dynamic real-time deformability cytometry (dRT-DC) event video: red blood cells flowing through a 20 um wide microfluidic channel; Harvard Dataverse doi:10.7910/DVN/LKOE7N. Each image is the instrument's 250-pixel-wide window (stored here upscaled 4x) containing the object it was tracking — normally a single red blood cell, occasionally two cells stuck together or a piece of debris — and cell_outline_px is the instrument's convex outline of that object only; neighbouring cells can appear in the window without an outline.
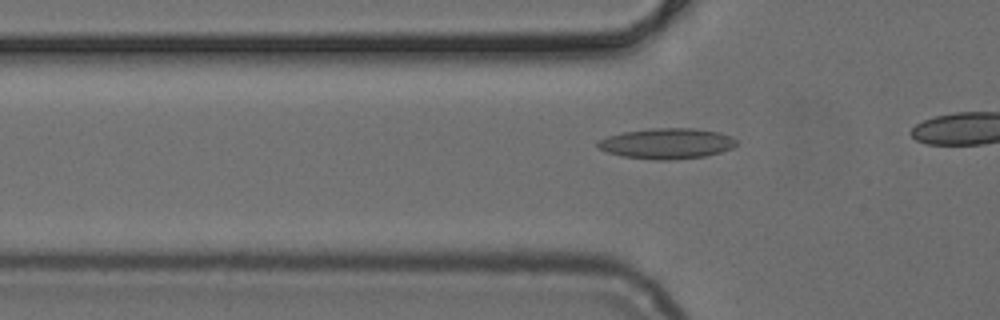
{"species": "common noctule bat (a hibernating species)", "species_latin": "Nyctalus noctula", "temperature_condition": "cold", "stored_images_in_passage": 22, "camera_frame_rate_fps": 3000, "um_per_image_px": 0.085, "animal": {"sex": "female", "body_mass_g": 24.6, "forearm_length_mm": 56.2}, "frame": {"image": 1, "passage_image": 13, "time_ms": 4.0, "image_size_px": [1000, 320], "cell_outline_px": [[736, 144], [732, 148], [720, 152], [704, 156], [676, 160], [652, 160], [620, 156], [596, 148], [596, 140], [608, 136], [624, 132], [652, 128], [692, 128], [720, 132], [732, 136], [736, 140]], "centroid_in_image_um": [56.65, 12.2], "position_along_channel_um": 69.2, "area_um2": 24.97}}